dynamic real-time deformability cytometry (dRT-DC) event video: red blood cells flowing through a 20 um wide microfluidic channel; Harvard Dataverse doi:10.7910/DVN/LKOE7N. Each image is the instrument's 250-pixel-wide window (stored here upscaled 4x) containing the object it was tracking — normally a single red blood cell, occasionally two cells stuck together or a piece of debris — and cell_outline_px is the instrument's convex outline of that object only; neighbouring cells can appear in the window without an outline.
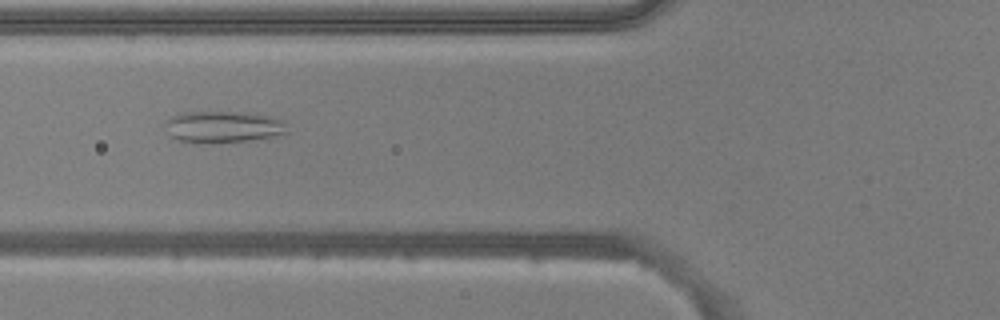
{"species": "common noctule bat (a hibernating species)", "species_latin": "Nyctalus noctula", "temperature_condition": "warm", "stored_images_in_passage": 46, "camera_frame_rate_fps": 3000, "um_per_image_px": 0.085, "animal": {"sex": "male", "body_mass_g": 20.5, "forearm_length_mm": 52.5}, "frame": {"image": 1, "passage_image": 15, "time_ms": 4.667, "image_size_px": [1000, 320], "cell_outline_px": [[288, 132], [276, 136], [220, 144], [196, 144], [176, 140], [168, 136], [164, 124], [172, 116], [184, 112], [248, 112], [268, 116], [284, 120]], "centroid_in_image_um": [18.92, 10.81], "position_along_channel_um": 106.9, "area_um2": 23.12}}
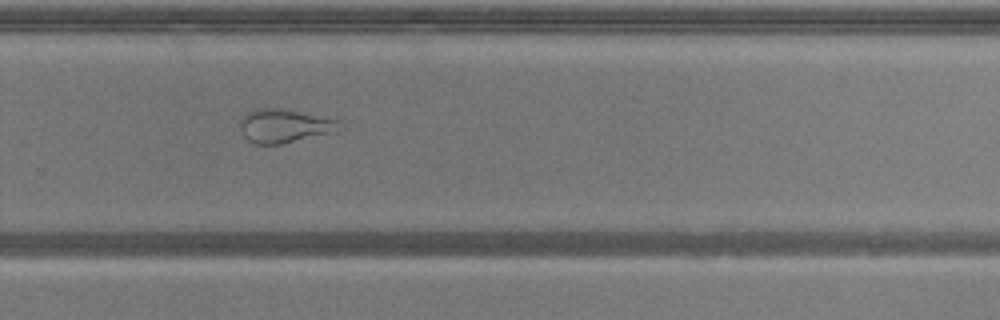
{"frame": {"image": 2, "passage_image": 30, "time_ms": 9.667, "image_size_px": [1000, 320], "cell_outline_px": [[344, 128], [280, 144], [256, 144], [248, 140], [244, 136], [240, 128], [240, 120], [248, 112], [256, 108], [288, 108], [340, 120]], "centroid_in_image_um": [24.17, 10.66], "position_along_channel_um": 305.6, "area_um2": 19.42}}
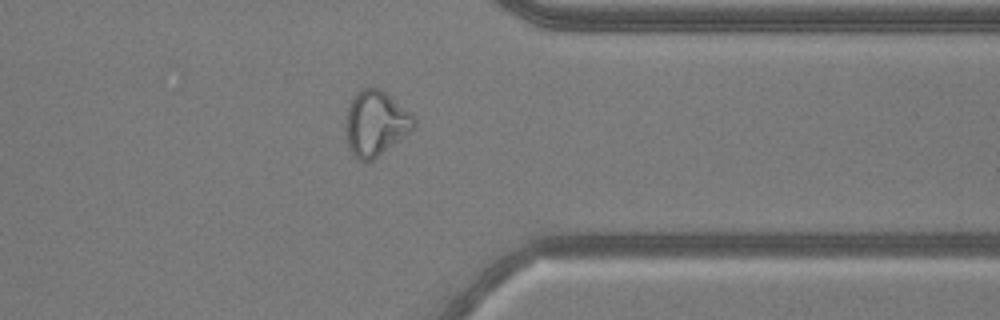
{"frame": {"image": 3, "passage_image": 36, "time_ms": 11.667, "image_size_px": [1000, 320], "cell_outline_px": [[416, 128], [372, 160], [364, 164], [348, 148], [344, 128], [344, 124], [348, 108], [356, 92], [360, 88], [368, 84], [384, 92], [416, 116]], "centroid_in_image_um": [31.92, 10.47], "position_along_channel_um": 379.5, "area_um2": 26.24}, "authors_computed_cell_mechanics": {"area_um2": 26.299, "velocity_mm_per_s": 3.974, "shape_relaxation_time_tau1_ms": null, "shape_relaxation_time_tau2_ms": 1.5549, "deformation_change_tau1": null, "deformation_change_tau2": 0.0953}}